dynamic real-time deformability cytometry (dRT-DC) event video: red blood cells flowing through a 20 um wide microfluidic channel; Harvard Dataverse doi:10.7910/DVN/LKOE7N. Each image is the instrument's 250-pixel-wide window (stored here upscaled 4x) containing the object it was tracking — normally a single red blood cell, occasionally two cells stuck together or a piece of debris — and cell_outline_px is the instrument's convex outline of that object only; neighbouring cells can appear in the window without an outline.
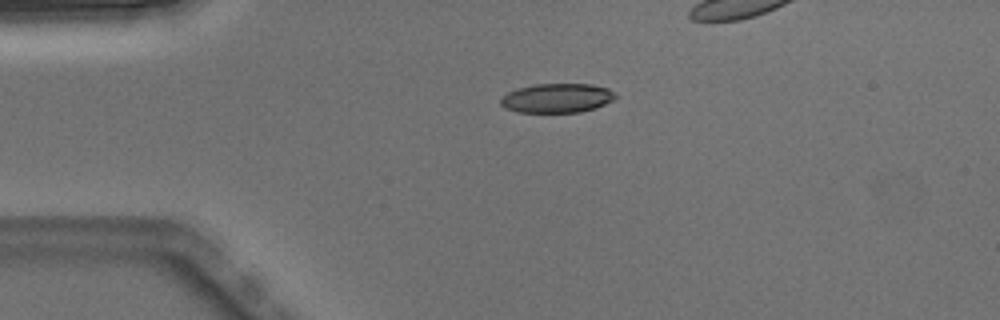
{"species": "Egyptian fruit bat (a non-hibernating species)", "species_latin": "Rousettus aegyptiacus", "temperature_condition": "warm", "stored_images_in_passage": 5, "camera_frame_rate_fps": 3000, "um_per_image_px": 0.085, "animal": {"sex": "male"}, "frame": {"image": 1, "passage_image": 5, "time_ms": 1.333, "image_size_px": [1000, 320], "cell_outline_px": [[616, 96], [612, 100], [596, 108], [580, 112], [516, 112], [500, 104], [500, 100], [508, 92], [520, 88], [536, 84], [592, 84], [608, 88]], "centroid_in_image_um": [47.36, 8.34], "position_along_channel_um": 37.6, "area_um2": 19.31}}